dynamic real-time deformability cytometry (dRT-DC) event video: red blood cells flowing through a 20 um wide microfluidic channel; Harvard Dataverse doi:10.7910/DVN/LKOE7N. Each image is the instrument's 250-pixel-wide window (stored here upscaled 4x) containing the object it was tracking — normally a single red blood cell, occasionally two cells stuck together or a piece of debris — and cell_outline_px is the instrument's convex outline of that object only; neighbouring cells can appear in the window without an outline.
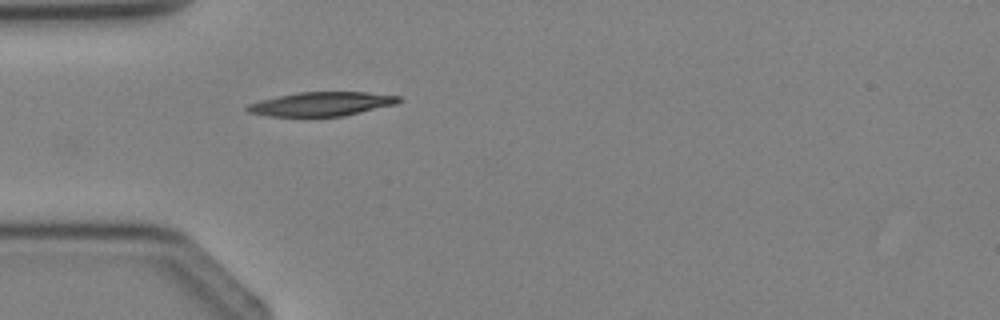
{"species": "Egyptian fruit bat (a non-hibernating species)", "species_latin": "Rousettus aegyptiacus", "temperature_condition": "cold", "stored_images_in_passage": 3, "camera_frame_rate_fps": 3000, "um_per_image_px": 0.085, "animal": {"sex": "female"}, "frame": {"image": 1, "passage_image": 3, "time_ms": 2.333, "image_size_px": [1000, 320], "cell_outline_px": [[404, 100], [396, 104], [344, 116], [268, 116], [248, 112], [244, 108], [248, 104], [260, 100], [300, 92], [364, 92], [400, 96]], "centroid_in_image_um": [27.35, 8.84], "position_along_channel_um": 57.6, "area_um2": 21.1}}